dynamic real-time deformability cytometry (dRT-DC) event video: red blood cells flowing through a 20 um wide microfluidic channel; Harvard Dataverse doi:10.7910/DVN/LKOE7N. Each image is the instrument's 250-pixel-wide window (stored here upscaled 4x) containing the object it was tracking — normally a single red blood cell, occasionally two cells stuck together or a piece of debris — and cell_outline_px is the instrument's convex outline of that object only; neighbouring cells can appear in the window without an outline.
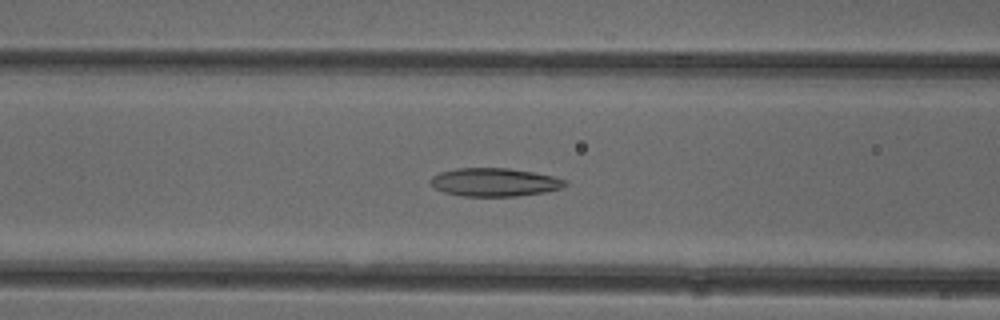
{"species": "common noctule bat (a hibernating species)", "species_latin": "Nyctalus noctula", "temperature_condition": "cold", "stored_images_in_passage": 45, "camera_frame_rate_fps": 3000, "um_per_image_px": 0.085, "animal": {"sex": "female"}, "frame": {"image": 1, "passage_image": 20, "time_ms": 6.333, "image_size_px": [1000, 320], "cell_outline_px": [[568, 184], [560, 188], [544, 192], [516, 196], [464, 196], [444, 192], [436, 188], [432, 184], [432, 176], [440, 172], [456, 168], [508, 168], [532, 172], [552, 176], [568, 180]], "centroid_in_image_um": [42.06, 15.48], "position_along_channel_um": 124.5, "area_um2": 21.96}}
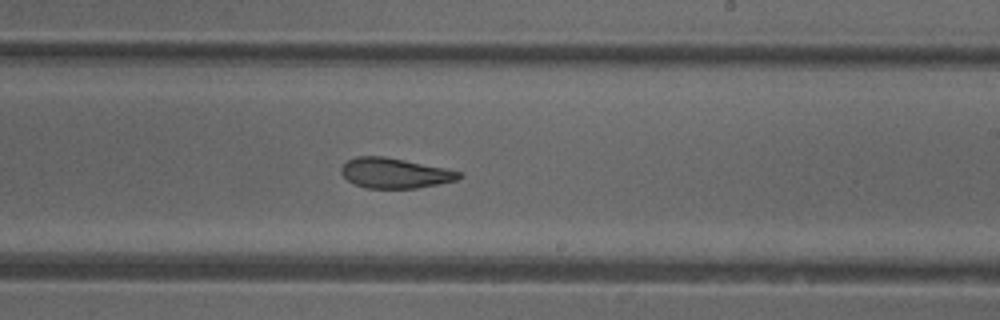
{"frame": {"image": 2, "passage_image": 30, "time_ms": 9.667, "image_size_px": [1000, 320], "cell_outline_px": [[464, 176], [456, 180], [440, 184], [416, 188], [368, 188], [352, 184], [340, 172], [340, 168], [348, 160], [356, 156], [384, 156], [444, 168], [460, 172]], "centroid_in_image_um": [33.54, 14.72], "position_along_channel_um": 255.5, "area_um2": 20.63}}
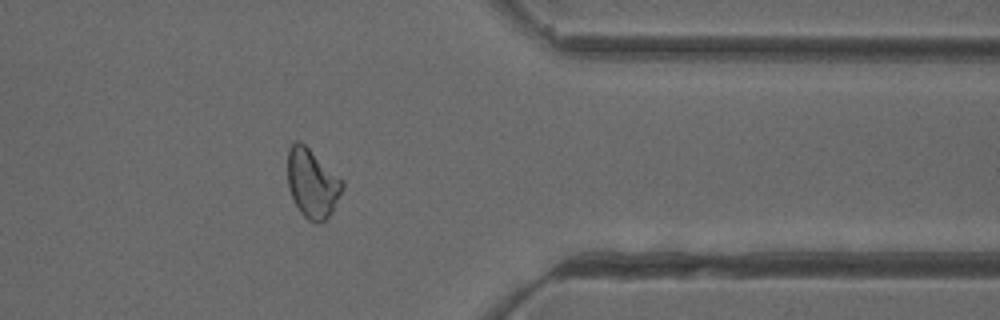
{"frame": {"image": 3, "passage_image": 41, "time_ms": 13.333, "image_size_px": [1000, 320], "cell_outline_px": [[344, 188], [332, 212], [324, 224], [316, 224], [308, 220], [300, 212], [292, 200], [288, 188], [288, 148], [296, 140], [300, 140], [344, 180]], "centroid_in_image_um": [26.55, 15.62], "position_along_channel_um": 384.8, "area_um2": 22.48}}